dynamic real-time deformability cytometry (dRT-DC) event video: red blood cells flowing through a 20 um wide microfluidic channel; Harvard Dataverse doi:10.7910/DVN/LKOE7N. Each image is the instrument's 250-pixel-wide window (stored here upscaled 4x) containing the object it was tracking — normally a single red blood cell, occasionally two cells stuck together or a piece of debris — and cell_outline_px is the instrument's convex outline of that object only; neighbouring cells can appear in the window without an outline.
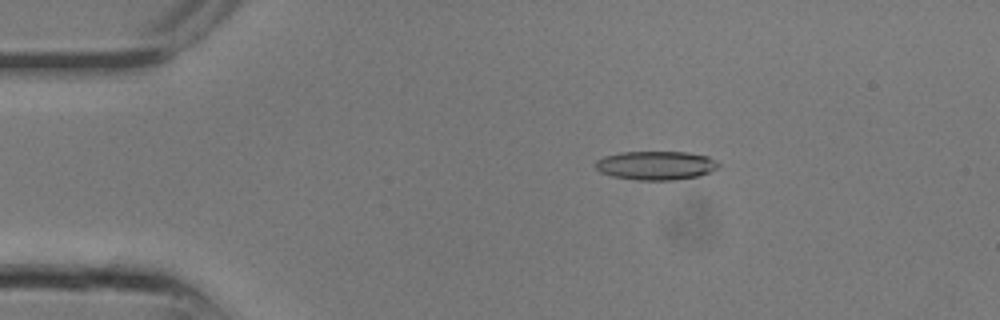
{"species": "common noctule bat (a hibernating species)", "species_latin": "Nyctalus noctula", "temperature_condition": "room temperature", "stored_images_in_passage": 8, "camera_frame_rate_fps": 3000, "um_per_image_px": 0.085, "animal": {"sex": "male", "body_mass_g": 13.3}, "frame": {"image": 1, "passage_image": 5, "time_ms": 1.333, "image_size_px": [1000, 320], "cell_outline_px": [[720, 164], [716, 168], [700, 176], [676, 180], [636, 180], [612, 176], [600, 172], [596, 168], [596, 160], [604, 156], [620, 152], [688, 152], [708, 156], [716, 160]], "centroid_in_image_um": [55.75, 14.06], "position_along_channel_um": 29.2, "area_um2": 20.75}}